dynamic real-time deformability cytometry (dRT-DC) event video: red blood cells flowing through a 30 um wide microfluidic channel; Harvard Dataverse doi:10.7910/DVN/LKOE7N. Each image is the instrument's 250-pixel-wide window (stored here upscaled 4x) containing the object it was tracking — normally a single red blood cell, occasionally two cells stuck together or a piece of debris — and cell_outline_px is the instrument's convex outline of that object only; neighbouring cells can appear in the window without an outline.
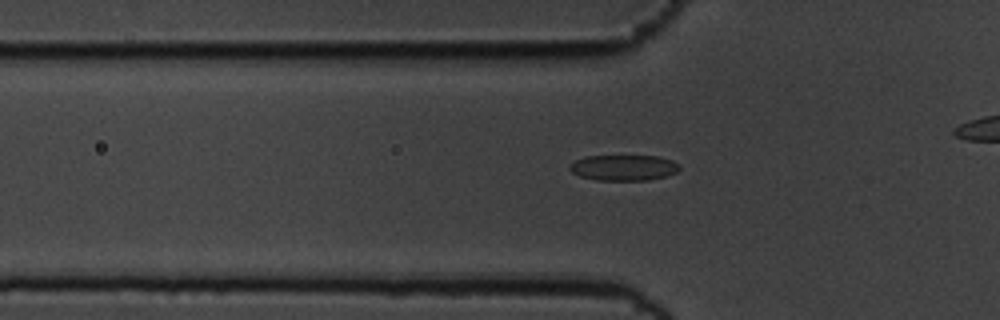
{"species": "common noctule bat (a hibernating species)", "species_latin": "Nyctalus noctula", "temperature_condition": "cold", "stored_images_in_passage": 48, "camera_frame_rate_fps": 3000, "um_per_image_px": 0.085, "animal": {"sex": "male", "body_mass_g": 19.5, "forearm_length_mm": 54.6}, "frame": {"image": 1, "passage_image": 17, "time_ms": 5.333, "image_size_px": [1000, 320], "cell_outline_px": [[680, 168], [676, 172], [668, 176], [648, 180], [596, 180], [580, 176], [572, 172], [568, 168], [568, 164], [584, 156], [656, 156], [672, 160], [680, 164]], "centroid_in_image_um": [53.01, 14.25], "position_along_channel_um": 72.8, "area_um2": 16.59}}
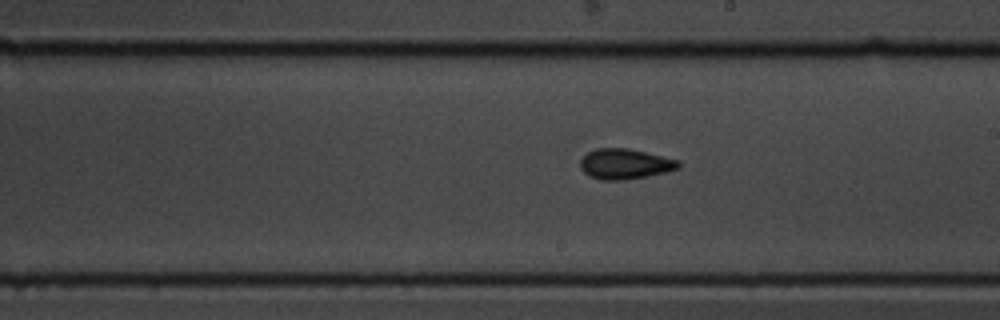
{"frame": {"image": 2, "passage_image": 31, "time_ms": 10.0, "image_size_px": [1000, 320], "cell_outline_px": [[680, 168], [648, 176], [624, 180], [600, 180], [588, 176], [580, 168], [580, 160], [588, 152], [596, 148], [628, 148], [680, 160]], "centroid_in_image_um": [53.11, 13.94], "position_along_channel_um": 235.9, "area_um2": 17.46}}
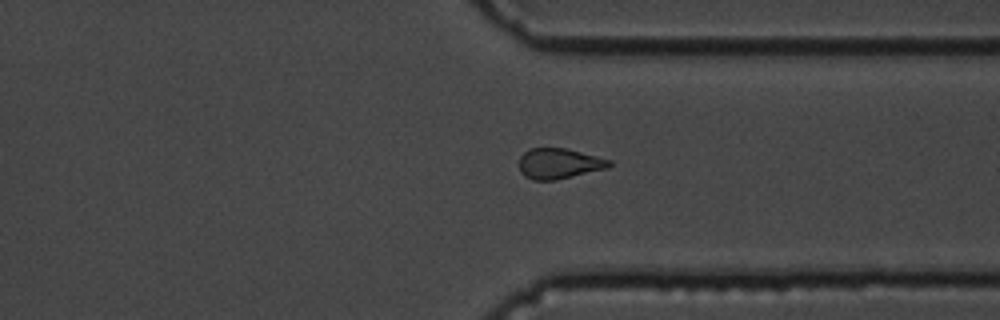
{"frame": {"image": 3, "passage_image": 42, "time_ms": 13.667, "image_size_px": [1000, 320], "cell_outline_px": [[612, 164], [608, 168], [556, 180], [532, 180], [524, 176], [520, 172], [520, 156], [528, 148], [568, 148], [612, 160]], "centroid_in_image_um": [47.53, 13.89], "position_along_channel_um": 363.9, "area_um2": 16.18}, "authors_computed_cell_mechanics": {"area_um2": 17.34, "velocity_mm_per_s": 3.4904, "shape_relaxation_time_tau1_ms": 3.7978, "shape_relaxation_time_tau2_ms": 3.2297, "deformation_change_tau1": 0.0975, "deformation_change_tau2": 0.0768}}